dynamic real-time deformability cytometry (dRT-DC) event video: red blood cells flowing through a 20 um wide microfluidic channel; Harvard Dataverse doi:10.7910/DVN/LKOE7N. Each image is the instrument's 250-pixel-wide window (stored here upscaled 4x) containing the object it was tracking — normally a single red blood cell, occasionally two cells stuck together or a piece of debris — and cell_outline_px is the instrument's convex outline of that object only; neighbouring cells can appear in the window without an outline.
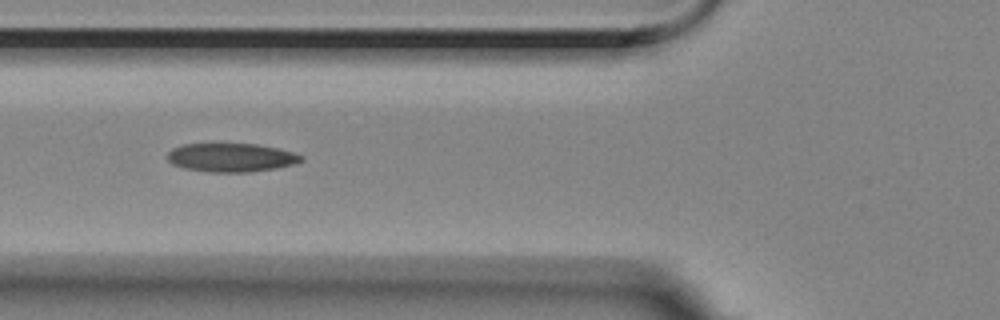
{"species": "Egyptian fruit bat (a non-hibernating species)", "species_latin": "Rousettus aegyptiacus", "temperature_condition": "room temperature", "stored_images_in_passage": 11, "camera_frame_rate_fps": 3000, "um_per_image_px": 0.085, "animal": {"sex": "female"}, "frame": {"image": 1, "passage_image": 5, "time_ms": 1.333, "image_size_px": [1000, 320], "cell_outline_px": [[304, 160], [292, 164], [276, 168], [248, 172], [208, 172], [184, 168], [172, 164], [168, 160], [168, 152], [172, 148], [184, 144], [256, 144], [280, 148], [304, 156]], "centroid_in_image_um": [19.65, 13.39], "position_along_channel_um": 106.1, "area_um2": 22.31}}
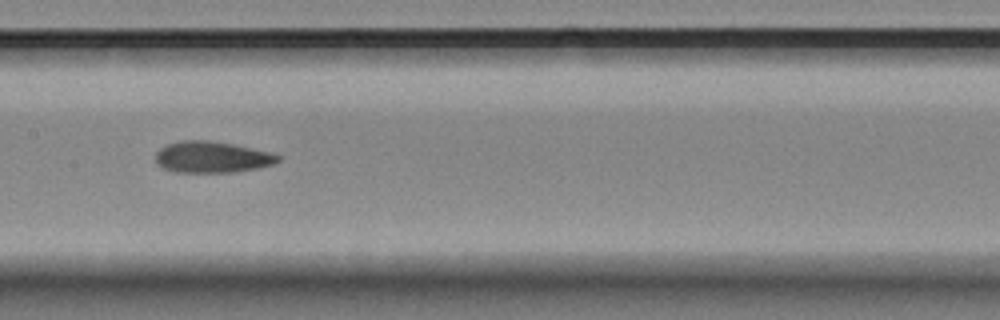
{"frame": {"image": 2, "passage_image": 7, "time_ms": 2.0, "image_size_px": [1000, 320], "cell_outline_px": [[280, 160], [272, 164], [256, 168], [232, 172], [176, 172], [164, 168], [156, 164], [156, 152], [160, 148], [168, 144], [180, 140], [208, 140], [232, 144], [272, 152], [280, 156]], "centroid_in_image_um": [18.0, 13.34], "position_along_channel_um": 189.4, "area_um2": 22.25}}
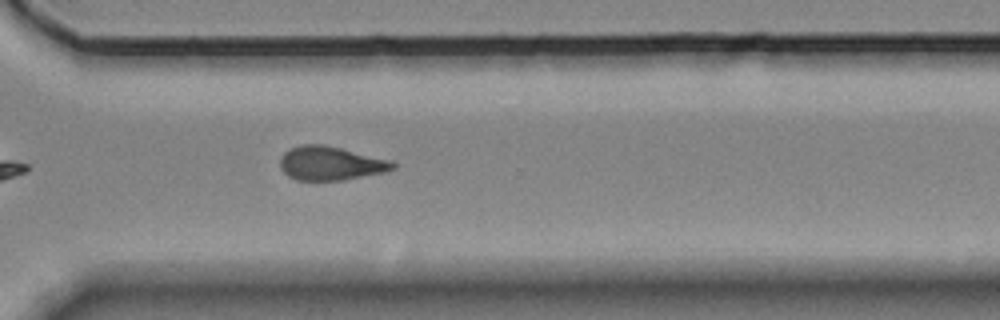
{"frame": {"image": 3, "passage_image": 11, "time_ms": 3.333, "image_size_px": [1000, 320], "cell_outline_px": [[396, 168], [384, 172], [344, 180], [296, 180], [288, 176], [280, 168], [280, 156], [284, 152], [300, 144], [324, 144], [392, 160], [396, 164]], "centroid_in_image_um": [28.1, 13.88], "position_along_channel_um": 342.5, "area_um2": 22.37}}